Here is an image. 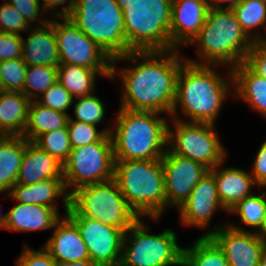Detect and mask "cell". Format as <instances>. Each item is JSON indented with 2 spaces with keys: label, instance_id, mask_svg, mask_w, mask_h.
<instances>
[{
  "label": "cell",
  "instance_id": "35",
  "mask_svg": "<svg viewBox=\"0 0 266 266\" xmlns=\"http://www.w3.org/2000/svg\"><path fill=\"white\" fill-rule=\"evenodd\" d=\"M69 139L72 148L86 146L87 144L101 141L112 130L98 132L95 125L76 121L69 116L67 122Z\"/></svg>",
  "mask_w": 266,
  "mask_h": 266
},
{
  "label": "cell",
  "instance_id": "37",
  "mask_svg": "<svg viewBox=\"0 0 266 266\" xmlns=\"http://www.w3.org/2000/svg\"><path fill=\"white\" fill-rule=\"evenodd\" d=\"M73 99L74 97L57 81L42 94V100L38 102L53 110L66 113L73 104Z\"/></svg>",
  "mask_w": 266,
  "mask_h": 266
},
{
  "label": "cell",
  "instance_id": "15",
  "mask_svg": "<svg viewBox=\"0 0 266 266\" xmlns=\"http://www.w3.org/2000/svg\"><path fill=\"white\" fill-rule=\"evenodd\" d=\"M210 236L223 250L229 266H258L266 250V238L260 233L230 225L218 227Z\"/></svg>",
  "mask_w": 266,
  "mask_h": 266
},
{
  "label": "cell",
  "instance_id": "44",
  "mask_svg": "<svg viewBox=\"0 0 266 266\" xmlns=\"http://www.w3.org/2000/svg\"><path fill=\"white\" fill-rule=\"evenodd\" d=\"M68 0H43V11H47V10H53V8L55 9V7L57 8V6L59 5H63V3H67ZM75 6V0H69L68 6L66 5L65 7L62 8V12H58V17L64 18V17H68L71 13L72 10Z\"/></svg>",
  "mask_w": 266,
  "mask_h": 266
},
{
  "label": "cell",
  "instance_id": "9",
  "mask_svg": "<svg viewBox=\"0 0 266 266\" xmlns=\"http://www.w3.org/2000/svg\"><path fill=\"white\" fill-rule=\"evenodd\" d=\"M140 220L124 233L119 266L181 265L183 248L177 245L174 231L166 229L159 235H149L147 226ZM128 231H132L130 236Z\"/></svg>",
  "mask_w": 266,
  "mask_h": 266
},
{
  "label": "cell",
  "instance_id": "36",
  "mask_svg": "<svg viewBox=\"0 0 266 266\" xmlns=\"http://www.w3.org/2000/svg\"><path fill=\"white\" fill-rule=\"evenodd\" d=\"M78 99L75 104V116L76 121L95 125L101 123L104 119V106L101 100L93 96L92 94L82 97H76Z\"/></svg>",
  "mask_w": 266,
  "mask_h": 266
},
{
  "label": "cell",
  "instance_id": "3",
  "mask_svg": "<svg viewBox=\"0 0 266 266\" xmlns=\"http://www.w3.org/2000/svg\"><path fill=\"white\" fill-rule=\"evenodd\" d=\"M157 112L120 108L116 132H110L114 160H152L167 150L169 125Z\"/></svg>",
  "mask_w": 266,
  "mask_h": 266
},
{
  "label": "cell",
  "instance_id": "45",
  "mask_svg": "<svg viewBox=\"0 0 266 266\" xmlns=\"http://www.w3.org/2000/svg\"><path fill=\"white\" fill-rule=\"evenodd\" d=\"M242 0H210L208 2L209 4V8L212 9H223V7H221L220 4L218 3H222V2H229V5L227 7V9H233L236 5H238Z\"/></svg>",
  "mask_w": 266,
  "mask_h": 266
},
{
  "label": "cell",
  "instance_id": "20",
  "mask_svg": "<svg viewBox=\"0 0 266 266\" xmlns=\"http://www.w3.org/2000/svg\"><path fill=\"white\" fill-rule=\"evenodd\" d=\"M63 169L64 165L54 156L25 138V153L16 183L33 185L46 179H64Z\"/></svg>",
  "mask_w": 266,
  "mask_h": 266
},
{
  "label": "cell",
  "instance_id": "12",
  "mask_svg": "<svg viewBox=\"0 0 266 266\" xmlns=\"http://www.w3.org/2000/svg\"><path fill=\"white\" fill-rule=\"evenodd\" d=\"M175 132L168 128L169 149L178 155L202 163L209 170L221 165L225 150L220 144L213 124L174 120ZM173 141V142H172Z\"/></svg>",
  "mask_w": 266,
  "mask_h": 266
},
{
  "label": "cell",
  "instance_id": "29",
  "mask_svg": "<svg viewBox=\"0 0 266 266\" xmlns=\"http://www.w3.org/2000/svg\"><path fill=\"white\" fill-rule=\"evenodd\" d=\"M96 73L95 69L80 65L59 64L58 82L75 98L92 94Z\"/></svg>",
  "mask_w": 266,
  "mask_h": 266
},
{
  "label": "cell",
  "instance_id": "11",
  "mask_svg": "<svg viewBox=\"0 0 266 266\" xmlns=\"http://www.w3.org/2000/svg\"><path fill=\"white\" fill-rule=\"evenodd\" d=\"M64 23L54 21L60 64L80 65L97 70L100 75L114 78L116 66L113 59L95 41L91 40L67 17Z\"/></svg>",
  "mask_w": 266,
  "mask_h": 266
},
{
  "label": "cell",
  "instance_id": "47",
  "mask_svg": "<svg viewBox=\"0 0 266 266\" xmlns=\"http://www.w3.org/2000/svg\"><path fill=\"white\" fill-rule=\"evenodd\" d=\"M258 266H266V250H265L264 253L262 254Z\"/></svg>",
  "mask_w": 266,
  "mask_h": 266
},
{
  "label": "cell",
  "instance_id": "1",
  "mask_svg": "<svg viewBox=\"0 0 266 266\" xmlns=\"http://www.w3.org/2000/svg\"><path fill=\"white\" fill-rule=\"evenodd\" d=\"M174 51H131L113 59L114 64L123 59L135 63L141 57L144 61L132 69L121 71L125 91L121 108L171 114L176 97V80L182 66L176 49Z\"/></svg>",
  "mask_w": 266,
  "mask_h": 266
},
{
  "label": "cell",
  "instance_id": "32",
  "mask_svg": "<svg viewBox=\"0 0 266 266\" xmlns=\"http://www.w3.org/2000/svg\"><path fill=\"white\" fill-rule=\"evenodd\" d=\"M34 143L63 165L67 162L72 150L67 126L40 135Z\"/></svg>",
  "mask_w": 266,
  "mask_h": 266
},
{
  "label": "cell",
  "instance_id": "26",
  "mask_svg": "<svg viewBox=\"0 0 266 266\" xmlns=\"http://www.w3.org/2000/svg\"><path fill=\"white\" fill-rule=\"evenodd\" d=\"M24 153L23 136L0 135V192H10L16 184Z\"/></svg>",
  "mask_w": 266,
  "mask_h": 266
},
{
  "label": "cell",
  "instance_id": "28",
  "mask_svg": "<svg viewBox=\"0 0 266 266\" xmlns=\"http://www.w3.org/2000/svg\"><path fill=\"white\" fill-rule=\"evenodd\" d=\"M181 266H229V263L218 244L203 235L193 247L183 248Z\"/></svg>",
  "mask_w": 266,
  "mask_h": 266
},
{
  "label": "cell",
  "instance_id": "19",
  "mask_svg": "<svg viewBox=\"0 0 266 266\" xmlns=\"http://www.w3.org/2000/svg\"><path fill=\"white\" fill-rule=\"evenodd\" d=\"M42 24V27L32 30L26 41L22 37V59L28 66L58 67L60 55L54 33V20H43Z\"/></svg>",
  "mask_w": 266,
  "mask_h": 266
},
{
  "label": "cell",
  "instance_id": "49",
  "mask_svg": "<svg viewBox=\"0 0 266 266\" xmlns=\"http://www.w3.org/2000/svg\"><path fill=\"white\" fill-rule=\"evenodd\" d=\"M261 40L265 41L266 42V38L262 37Z\"/></svg>",
  "mask_w": 266,
  "mask_h": 266
},
{
  "label": "cell",
  "instance_id": "25",
  "mask_svg": "<svg viewBox=\"0 0 266 266\" xmlns=\"http://www.w3.org/2000/svg\"><path fill=\"white\" fill-rule=\"evenodd\" d=\"M235 94L266 116V79L255 73L245 62L230 69Z\"/></svg>",
  "mask_w": 266,
  "mask_h": 266
},
{
  "label": "cell",
  "instance_id": "21",
  "mask_svg": "<svg viewBox=\"0 0 266 266\" xmlns=\"http://www.w3.org/2000/svg\"><path fill=\"white\" fill-rule=\"evenodd\" d=\"M50 207L18 203L0 217V228L13 231H35L53 228L60 219Z\"/></svg>",
  "mask_w": 266,
  "mask_h": 266
},
{
  "label": "cell",
  "instance_id": "43",
  "mask_svg": "<svg viewBox=\"0 0 266 266\" xmlns=\"http://www.w3.org/2000/svg\"><path fill=\"white\" fill-rule=\"evenodd\" d=\"M253 166L255 183L259 186H266V141L261 145Z\"/></svg>",
  "mask_w": 266,
  "mask_h": 266
},
{
  "label": "cell",
  "instance_id": "7",
  "mask_svg": "<svg viewBox=\"0 0 266 266\" xmlns=\"http://www.w3.org/2000/svg\"><path fill=\"white\" fill-rule=\"evenodd\" d=\"M67 18L112 59L132 51L126 42L123 12L116 0H75Z\"/></svg>",
  "mask_w": 266,
  "mask_h": 266
},
{
  "label": "cell",
  "instance_id": "34",
  "mask_svg": "<svg viewBox=\"0 0 266 266\" xmlns=\"http://www.w3.org/2000/svg\"><path fill=\"white\" fill-rule=\"evenodd\" d=\"M27 66L22 58L0 61L1 91L23 93Z\"/></svg>",
  "mask_w": 266,
  "mask_h": 266
},
{
  "label": "cell",
  "instance_id": "39",
  "mask_svg": "<svg viewBox=\"0 0 266 266\" xmlns=\"http://www.w3.org/2000/svg\"><path fill=\"white\" fill-rule=\"evenodd\" d=\"M22 36L0 32V61L22 58Z\"/></svg>",
  "mask_w": 266,
  "mask_h": 266
},
{
  "label": "cell",
  "instance_id": "31",
  "mask_svg": "<svg viewBox=\"0 0 266 266\" xmlns=\"http://www.w3.org/2000/svg\"><path fill=\"white\" fill-rule=\"evenodd\" d=\"M57 81L58 67L47 65L27 66L23 94L32 101L34 100L33 97H39L36 92L43 94Z\"/></svg>",
  "mask_w": 266,
  "mask_h": 266
},
{
  "label": "cell",
  "instance_id": "33",
  "mask_svg": "<svg viewBox=\"0 0 266 266\" xmlns=\"http://www.w3.org/2000/svg\"><path fill=\"white\" fill-rule=\"evenodd\" d=\"M242 30L250 37V31L254 27L265 25L266 27V2L261 0H242L233 8Z\"/></svg>",
  "mask_w": 266,
  "mask_h": 266
},
{
  "label": "cell",
  "instance_id": "30",
  "mask_svg": "<svg viewBox=\"0 0 266 266\" xmlns=\"http://www.w3.org/2000/svg\"><path fill=\"white\" fill-rule=\"evenodd\" d=\"M229 212L239 213L242 222L246 225L257 227L259 233L264 237V225L266 219L265 192L262 195H251L245 197L232 207Z\"/></svg>",
  "mask_w": 266,
  "mask_h": 266
},
{
  "label": "cell",
  "instance_id": "38",
  "mask_svg": "<svg viewBox=\"0 0 266 266\" xmlns=\"http://www.w3.org/2000/svg\"><path fill=\"white\" fill-rule=\"evenodd\" d=\"M24 17L7 1L0 7V32L20 35L19 31L30 30Z\"/></svg>",
  "mask_w": 266,
  "mask_h": 266
},
{
  "label": "cell",
  "instance_id": "41",
  "mask_svg": "<svg viewBox=\"0 0 266 266\" xmlns=\"http://www.w3.org/2000/svg\"><path fill=\"white\" fill-rule=\"evenodd\" d=\"M17 260V266H58L44 247L41 251H34L26 247Z\"/></svg>",
  "mask_w": 266,
  "mask_h": 266
},
{
  "label": "cell",
  "instance_id": "4",
  "mask_svg": "<svg viewBox=\"0 0 266 266\" xmlns=\"http://www.w3.org/2000/svg\"><path fill=\"white\" fill-rule=\"evenodd\" d=\"M114 179L129 206L140 215L160 217L167 206L162 158L115 160Z\"/></svg>",
  "mask_w": 266,
  "mask_h": 266
},
{
  "label": "cell",
  "instance_id": "14",
  "mask_svg": "<svg viewBox=\"0 0 266 266\" xmlns=\"http://www.w3.org/2000/svg\"><path fill=\"white\" fill-rule=\"evenodd\" d=\"M167 206L180 207L196 184L209 172L202 163L173 153L169 148L162 157Z\"/></svg>",
  "mask_w": 266,
  "mask_h": 266
},
{
  "label": "cell",
  "instance_id": "5",
  "mask_svg": "<svg viewBox=\"0 0 266 266\" xmlns=\"http://www.w3.org/2000/svg\"><path fill=\"white\" fill-rule=\"evenodd\" d=\"M257 40L261 37L249 38L242 30L233 9L209 8L206 22L190 43L199 44L200 56L208 64L231 63L233 68L245 62L253 42Z\"/></svg>",
  "mask_w": 266,
  "mask_h": 266
},
{
  "label": "cell",
  "instance_id": "48",
  "mask_svg": "<svg viewBox=\"0 0 266 266\" xmlns=\"http://www.w3.org/2000/svg\"><path fill=\"white\" fill-rule=\"evenodd\" d=\"M264 237L266 238V219H265V225H264Z\"/></svg>",
  "mask_w": 266,
  "mask_h": 266
},
{
  "label": "cell",
  "instance_id": "2",
  "mask_svg": "<svg viewBox=\"0 0 266 266\" xmlns=\"http://www.w3.org/2000/svg\"><path fill=\"white\" fill-rule=\"evenodd\" d=\"M228 82L213 68L191 60H185L176 80V97L171 114L180 103L184 113L193 123L213 124L230 90Z\"/></svg>",
  "mask_w": 266,
  "mask_h": 266
},
{
  "label": "cell",
  "instance_id": "23",
  "mask_svg": "<svg viewBox=\"0 0 266 266\" xmlns=\"http://www.w3.org/2000/svg\"><path fill=\"white\" fill-rule=\"evenodd\" d=\"M9 196L23 204H36L53 208L57 212V207L52 204L56 197L63 194V202L66 213L69 209V192L65 188L64 179H46L33 185L16 183ZM51 202V203H50Z\"/></svg>",
  "mask_w": 266,
  "mask_h": 266
},
{
  "label": "cell",
  "instance_id": "6",
  "mask_svg": "<svg viewBox=\"0 0 266 266\" xmlns=\"http://www.w3.org/2000/svg\"><path fill=\"white\" fill-rule=\"evenodd\" d=\"M132 51L171 50L172 0H116Z\"/></svg>",
  "mask_w": 266,
  "mask_h": 266
},
{
  "label": "cell",
  "instance_id": "27",
  "mask_svg": "<svg viewBox=\"0 0 266 266\" xmlns=\"http://www.w3.org/2000/svg\"><path fill=\"white\" fill-rule=\"evenodd\" d=\"M68 119V113L53 110L40 104L38 100H32L28 108V120L23 137L34 142L46 132L66 127Z\"/></svg>",
  "mask_w": 266,
  "mask_h": 266
},
{
  "label": "cell",
  "instance_id": "22",
  "mask_svg": "<svg viewBox=\"0 0 266 266\" xmlns=\"http://www.w3.org/2000/svg\"><path fill=\"white\" fill-rule=\"evenodd\" d=\"M218 166L220 165H216L209 171L214 175L221 205L223 209L229 211L245 197L252 195L250 189L256 183L251 174L241 169L226 168L220 170Z\"/></svg>",
  "mask_w": 266,
  "mask_h": 266
},
{
  "label": "cell",
  "instance_id": "18",
  "mask_svg": "<svg viewBox=\"0 0 266 266\" xmlns=\"http://www.w3.org/2000/svg\"><path fill=\"white\" fill-rule=\"evenodd\" d=\"M55 231L44 249L58 265L80 260H89L87 246L77 226L65 215L54 225Z\"/></svg>",
  "mask_w": 266,
  "mask_h": 266
},
{
  "label": "cell",
  "instance_id": "40",
  "mask_svg": "<svg viewBox=\"0 0 266 266\" xmlns=\"http://www.w3.org/2000/svg\"><path fill=\"white\" fill-rule=\"evenodd\" d=\"M245 63L259 76L266 79V42L254 41Z\"/></svg>",
  "mask_w": 266,
  "mask_h": 266
},
{
  "label": "cell",
  "instance_id": "17",
  "mask_svg": "<svg viewBox=\"0 0 266 266\" xmlns=\"http://www.w3.org/2000/svg\"><path fill=\"white\" fill-rule=\"evenodd\" d=\"M218 207L223 208L214 175L209 171L180 205L181 220L186 225L206 227Z\"/></svg>",
  "mask_w": 266,
  "mask_h": 266
},
{
  "label": "cell",
  "instance_id": "8",
  "mask_svg": "<svg viewBox=\"0 0 266 266\" xmlns=\"http://www.w3.org/2000/svg\"><path fill=\"white\" fill-rule=\"evenodd\" d=\"M66 215H81L127 231L139 218L114 178L89 184L69 193Z\"/></svg>",
  "mask_w": 266,
  "mask_h": 266
},
{
  "label": "cell",
  "instance_id": "13",
  "mask_svg": "<svg viewBox=\"0 0 266 266\" xmlns=\"http://www.w3.org/2000/svg\"><path fill=\"white\" fill-rule=\"evenodd\" d=\"M78 228L96 266H119L124 231L81 215H66Z\"/></svg>",
  "mask_w": 266,
  "mask_h": 266
},
{
  "label": "cell",
  "instance_id": "42",
  "mask_svg": "<svg viewBox=\"0 0 266 266\" xmlns=\"http://www.w3.org/2000/svg\"><path fill=\"white\" fill-rule=\"evenodd\" d=\"M7 2L24 17L28 24L38 19L37 16L41 10L39 0H10Z\"/></svg>",
  "mask_w": 266,
  "mask_h": 266
},
{
  "label": "cell",
  "instance_id": "46",
  "mask_svg": "<svg viewBox=\"0 0 266 266\" xmlns=\"http://www.w3.org/2000/svg\"><path fill=\"white\" fill-rule=\"evenodd\" d=\"M58 266H96L91 260H80L76 262L63 263Z\"/></svg>",
  "mask_w": 266,
  "mask_h": 266
},
{
  "label": "cell",
  "instance_id": "10",
  "mask_svg": "<svg viewBox=\"0 0 266 266\" xmlns=\"http://www.w3.org/2000/svg\"><path fill=\"white\" fill-rule=\"evenodd\" d=\"M114 153L110 134L101 141L72 148L64 164L65 188H77L114 178Z\"/></svg>",
  "mask_w": 266,
  "mask_h": 266
},
{
  "label": "cell",
  "instance_id": "24",
  "mask_svg": "<svg viewBox=\"0 0 266 266\" xmlns=\"http://www.w3.org/2000/svg\"><path fill=\"white\" fill-rule=\"evenodd\" d=\"M30 102L22 92L0 91V135L23 136Z\"/></svg>",
  "mask_w": 266,
  "mask_h": 266
},
{
  "label": "cell",
  "instance_id": "16",
  "mask_svg": "<svg viewBox=\"0 0 266 266\" xmlns=\"http://www.w3.org/2000/svg\"><path fill=\"white\" fill-rule=\"evenodd\" d=\"M207 0H172L170 25L171 50L189 43L200 32L207 19Z\"/></svg>",
  "mask_w": 266,
  "mask_h": 266
}]
</instances>
